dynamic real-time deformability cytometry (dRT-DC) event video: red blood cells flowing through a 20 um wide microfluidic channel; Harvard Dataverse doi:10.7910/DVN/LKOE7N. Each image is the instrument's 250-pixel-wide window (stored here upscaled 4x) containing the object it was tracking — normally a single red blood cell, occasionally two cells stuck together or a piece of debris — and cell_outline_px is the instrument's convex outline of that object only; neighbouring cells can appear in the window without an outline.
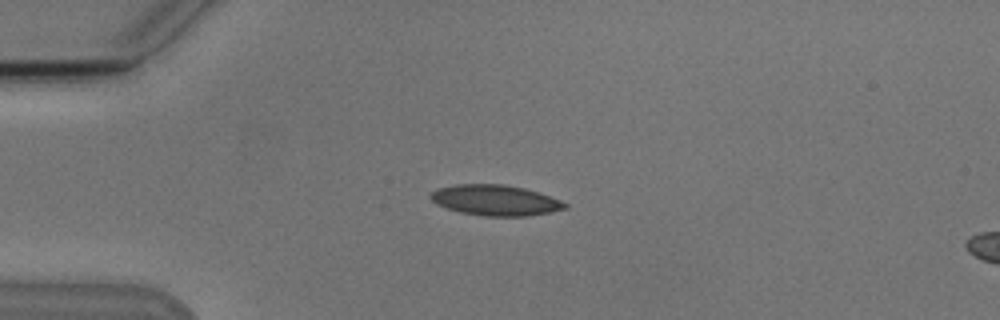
{"species": "Egyptian fruit bat (a non-hibernating species)", "species_latin": "Rousettus aegyptiacus", "temperature_condition": "cold", "stored_images_in_passage": 5, "camera_frame_rate_fps": 3000, "um_per_image_px": 0.085, "animal": {"sex": "male"}, "frame": {"image": 1, "passage_image": 1, "time_ms": 0.0, "image_size_px": [1000, 320], "cell_outline_px": [[568, 208], [552, 212], [528, 216], [484, 216], [460, 212], [436, 204], [428, 196], [436, 188], [456, 184], [504, 184], [524, 188], [540, 192], [560, 200], [568, 204]], "centroid_in_image_um": [42.12, 17.02], "position_along_channel_um": 42.9, "area_um2": 24.16}}
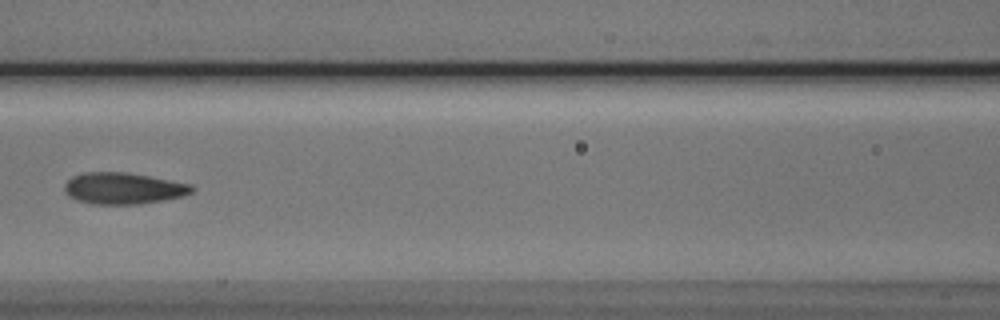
{"frame": {"image": 2, "passage_image": 4, "time_ms": 3.667, "image_size_px": [1000, 320], "cell_outline_px": [[196, 188], [192, 192], [184, 196], [164, 200], [140, 204], [92, 204], [76, 200], [68, 196], [64, 192], [64, 184], [72, 176], [84, 172], [124, 172], [148, 176], [192, 184]], "centroid_in_image_um": [10.47, 16.01], "position_along_channel_um": 156.1, "area_um2": 23.52}}
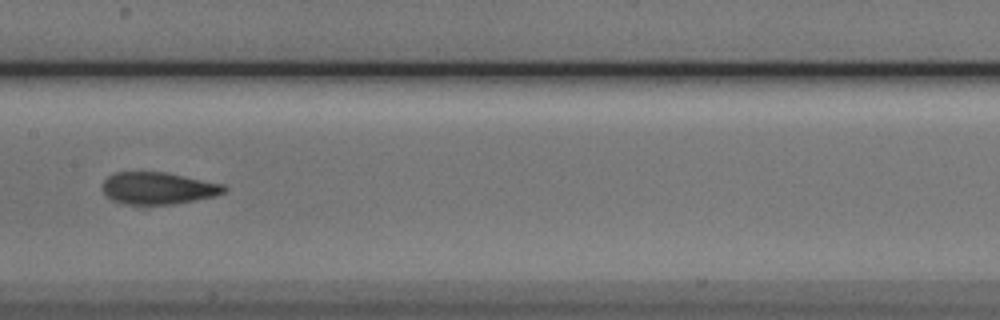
{"frame": {"image": 3, "passage_image": 5, "time_ms": 4.667, "image_size_px": [1000, 320], "cell_outline_px": [[228, 188], [224, 192], [216, 196], [172, 204], [144, 208], [124, 204], [112, 200], [100, 188], [100, 184], [112, 172], [164, 172], [224, 184]], "centroid_in_image_um": [13.38, 16.03], "position_along_channel_um": 194.0, "area_um2": 23.47}}